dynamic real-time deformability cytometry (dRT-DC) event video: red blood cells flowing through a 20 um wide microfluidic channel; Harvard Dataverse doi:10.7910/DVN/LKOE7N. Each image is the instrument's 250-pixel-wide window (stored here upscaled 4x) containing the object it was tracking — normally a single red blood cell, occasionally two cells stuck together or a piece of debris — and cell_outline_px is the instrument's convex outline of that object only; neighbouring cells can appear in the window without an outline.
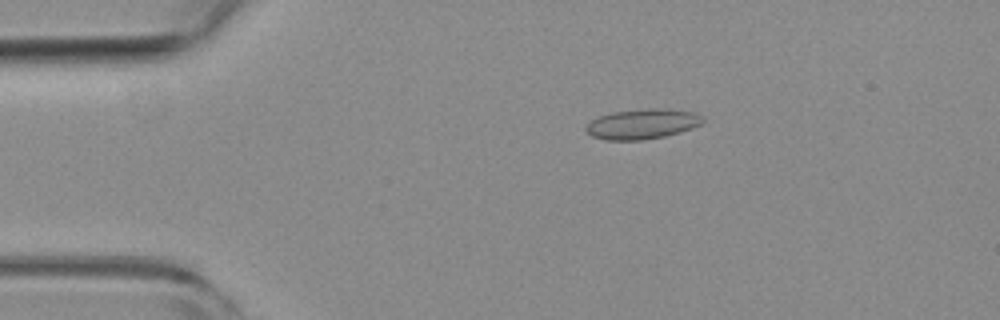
{"species": "common noctule bat (a hibernating species)", "species_latin": "Nyctalus noctula", "temperature_condition": "room temperature", "stored_images_in_passage": 54, "camera_frame_rate_fps": 3000, "um_per_image_px": 0.085, "animal": {"sex": "female", "body_mass_g": 19.3, "forearm_length_mm": 54.1}, "frame": {"image": 1, "passage_image": 10, "time_ms": 3.0, "image_size_px": [1000, 320], "cell_outline_px": [[704, 124], [680, 132], [664, 136], [640, 140], [604, 140], [592, 136], [584, 128], [592, 120], [600, 116], [612, 112], [648, 108], [664, 108], [692, 112], [704, 116]], "centroid_in_image_um": [54.63, 10.53], "position_along_channel_um": 30.4, "area_um2": 20.52}}
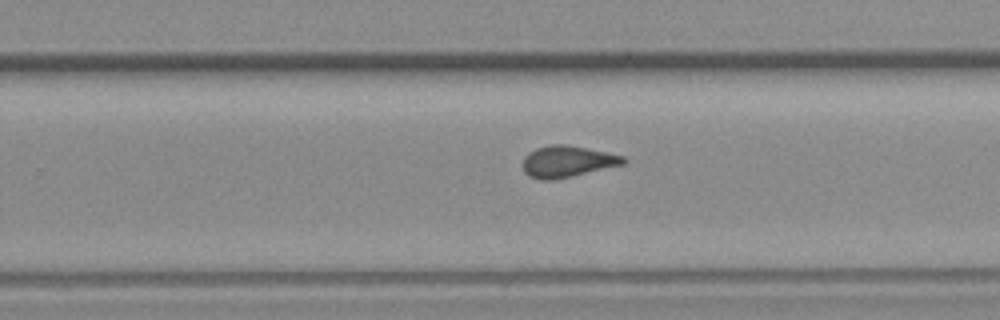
{"frame": {"image": 2, "passage_image": 34, "time_ms": 11.0, "image_size_px": [1000, 320], "cell_outline_px": [[628, 160], [624, 164], [572, 176], [552, 180], [540, 180], [528, 176], [524, 172], [524, 156], [528, 152], [536, 148], [552, 144], [564, 144], [608, 152], [624, 156]], "centroid_in_image_um": [48.22, 13.72], "position_along_channel_um": 281.6, "area_um2": 18.44}}
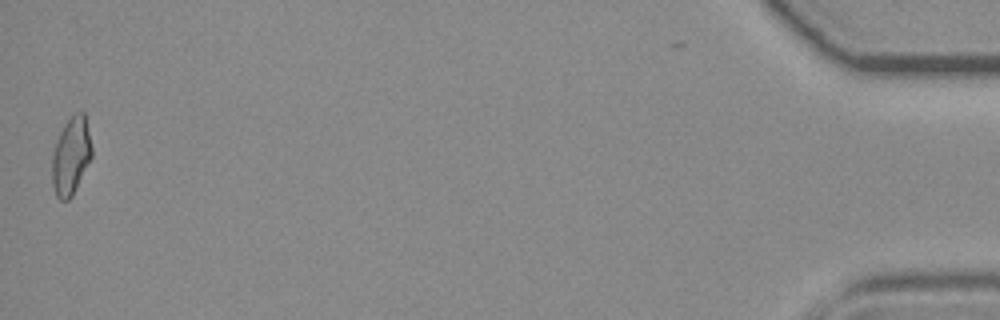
{"frame": {"image": 3, "passage_image": 54, "time_ms": 17.667, "image_size_px": [1000, 320], "cell_outline_px": [[92, 156], [72, 196], [68, 200], [60, 200], [56, 196], [52, 184], [52, 152], [56, 140], [64, 124], [72, 112], [84, 112], [92, 148]], "centroid_in_image_um": [6.02, 13.24], "position_along_channel_um": 429.2, "area_um2": 18.03}, "authors_computed_cell_mechanics": {"area_um2": 18.2648, "velocity_mm_per_s": 3.7479, "shape_relaxation_time_tau1_ms": null, "shape_relaxation_time_tau2_ms": 1.5612, "deformation_change_tau1": null, "deformation_change_tau2": 0.0578}}